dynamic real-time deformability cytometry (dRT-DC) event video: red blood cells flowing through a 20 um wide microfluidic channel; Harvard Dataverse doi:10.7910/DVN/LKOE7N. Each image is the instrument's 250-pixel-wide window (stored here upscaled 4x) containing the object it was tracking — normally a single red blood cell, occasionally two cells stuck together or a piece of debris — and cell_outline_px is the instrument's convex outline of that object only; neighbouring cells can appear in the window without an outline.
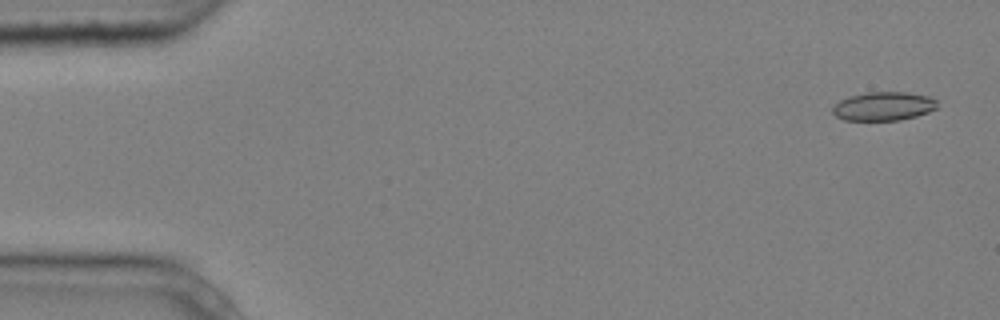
{"species": "common noctule bat (a hibernating species)", "species_latin": "Nyctalus noctula", "temperature_condition": "cold", "stored_images_in_passage": 4, "camera_frame_rate_fps": 3000, "um_per_image_px": 0.085, "animal": {"sex": "male", "body_mass_g": 20.4}, "frame": {"image": 1, "passage_image": 1, "time_ms": 0.0, "image_size_px": [1000, 320], "cell_outline_px": [[936, 108], [928, 112], [916, 116], [900, 120], [844, 120], [836, 116], [832, 112], [832, 108], [840, 100], [848, 96], [868, 92], [908, 92], [928, 96], [936, 100]], "centroid_in_image_um": [75.08, 9.03], "position_along_channel_um": 9.9, "area_um2": 17.46}}
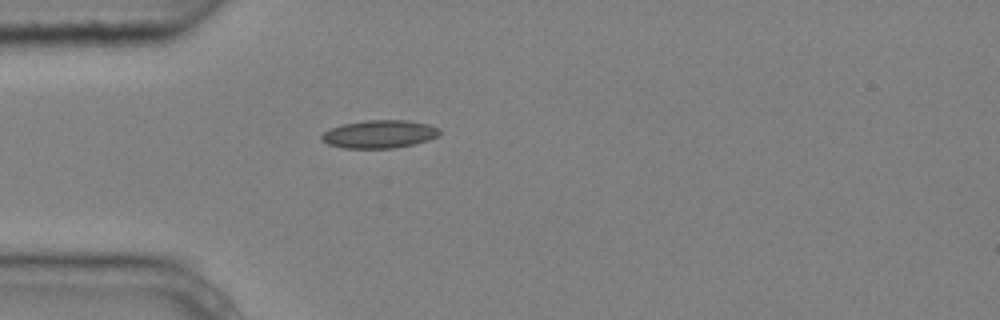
{"frame": {"image": 2, "passage_image": 4, "time_ms": 1.0, "image_size_px": [1000, 320], "cell_outline_px": [[440, 136], [428, 140], [396, 148], [344, 148], [328, 144], [320, 140], [320, 136], [328, 128], [344, 124], [368, 120], [408, 120], [428, 124], [440, 128]], "centroid_in_image_um": [32.25, 11.4], "position_along_channel_um": 52.8, "area_um2": 19.36}}